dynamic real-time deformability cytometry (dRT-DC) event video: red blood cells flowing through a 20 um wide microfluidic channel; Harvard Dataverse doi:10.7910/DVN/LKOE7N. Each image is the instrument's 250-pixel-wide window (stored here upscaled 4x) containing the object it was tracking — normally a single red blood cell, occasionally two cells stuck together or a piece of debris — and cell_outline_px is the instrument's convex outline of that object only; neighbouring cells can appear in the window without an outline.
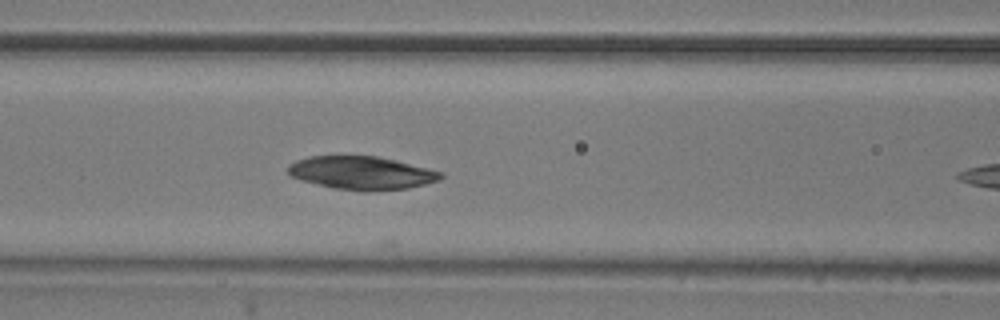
{"species": "common noctule bat (a hibernating species)", "species_latin": "Nyctalus noctula", "temperature_condition": "room temperature", "stored_images_in_passage": 8, "camera_frame_rate_fps": 3000, "um_per_image_px": 0.085, "animal": {"sex": "male", "body_mass_g": 20.5, "forearm_length_mm": 52.5}, "frame": {"image": 1, "passage_image": 5, "time_ms": 1.333, "image_size_px": [1000, 320], "cell_outline_px": [[444, 176], [440, 180], [408, 188], [364, 192], [360, 192], [332, 188], [304, 180], [292, 176], [288, 172], [288, 164], [296, 160], [308, 156], [376, 156], [396, 160], [444, 172]], "centroid_in_image_um": [30.77, 14.7], "position_along_channel_um": 135.8, "area_um2": 29.65}}